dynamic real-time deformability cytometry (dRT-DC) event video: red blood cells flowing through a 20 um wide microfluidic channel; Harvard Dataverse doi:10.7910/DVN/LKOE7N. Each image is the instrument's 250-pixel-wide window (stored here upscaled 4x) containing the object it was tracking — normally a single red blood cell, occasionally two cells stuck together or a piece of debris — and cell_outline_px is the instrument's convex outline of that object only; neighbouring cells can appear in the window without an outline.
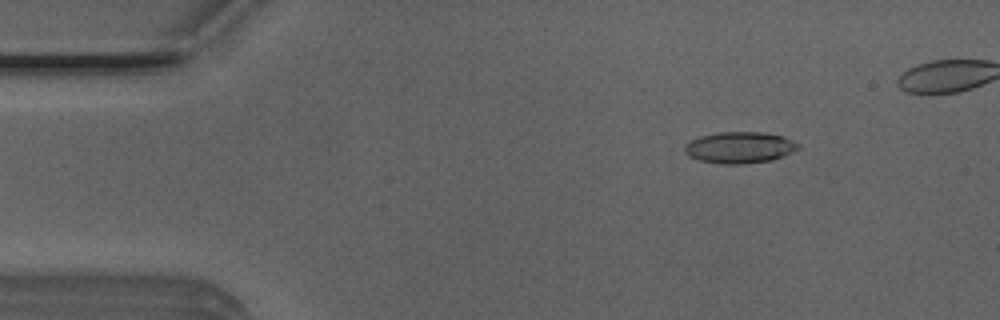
{"species": "Egyptian fruit bat (a non-hibernating species)", "species_latin": "Rousettus aegyptiacus", "temperature_condition": "room temperature", "stored_images_in_passage": 11, "camera_frame_rate_fps": 3000, "um_per_image_px": 0.085, "animal": {"sex": "male"}, "frame": {"image": 1, "passage_image": 7, "time_ms": 2.0, "image_size_px": [1000, 320], "cell_outline_px": [[800, 148], [784, 156], [772, 160], [744, 164], [720, 164], [700, 160], [688, 156], [684, 152], [684, 144], [700, 136], [720, 132], [760, 132], [784, 136], [800, 144]], "centroid_in_image_um": [62.88, 12.54], "position_along_channel_um": 22.1, "area_um2": 20.92}}